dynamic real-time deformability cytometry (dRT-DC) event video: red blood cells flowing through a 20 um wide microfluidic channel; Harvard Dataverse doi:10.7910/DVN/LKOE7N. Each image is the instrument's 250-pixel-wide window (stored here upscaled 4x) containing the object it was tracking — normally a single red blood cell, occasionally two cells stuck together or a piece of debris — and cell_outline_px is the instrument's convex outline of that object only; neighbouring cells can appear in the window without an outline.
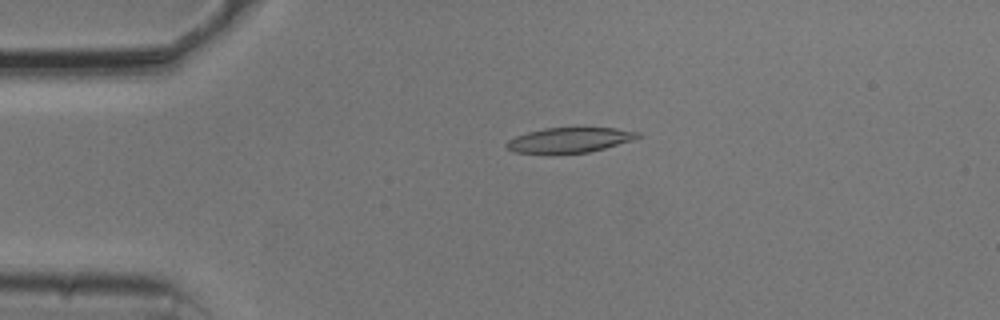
{"species": "common noctule bat (a hibernating species)", "species_latin": "Nyctalus noctula", "temperature_condition": "cold", "stored_images_in_passage": 53, "camera_frame_rate_fps": 3000, "um_per_image_px": 0.085, "animal": {"sex": "male", "body_mass_g": 20.5, "forearm_length_mm": 52.5}, "frame": {"image": 1, "passage_image": 11, "time_ms": 3.333, "image_size_px": [1000, 320], "cell_outline_px": [[640, 136], [632, 140], [604, 148], [588, 152], [548, 156], [512, 152], [504, 144], [508, 140], [516, 136], [528, 132], [544, 128], [616, 128], [640, 132]], "centroid_in_image_um": [48.32, 11.94], "position_along_channel_um": 36.7, "area_um2": 19.71}}
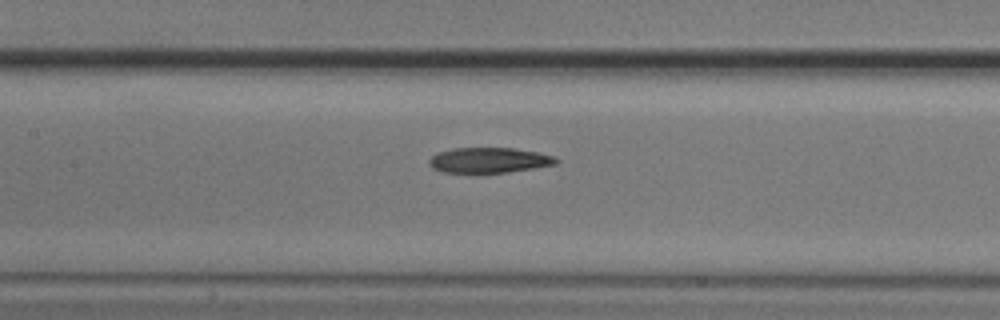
{"frame": {"image": 2, "passage_image": 24, "time_ms": 7.667, "image_size_px": [1000, 320], "cell_outline_px": [[560, 160], [556, 164], [508, 172], [444, 172], [432, 168], [428, 164], [428, 160], [436, 152], [452, 148], [512, 148], [536, 152], [556, 156]], "centroid_in_image_um": [41.55, 13.6], "position_along_channel_um": 165.8, "area_um2": 18.67}}
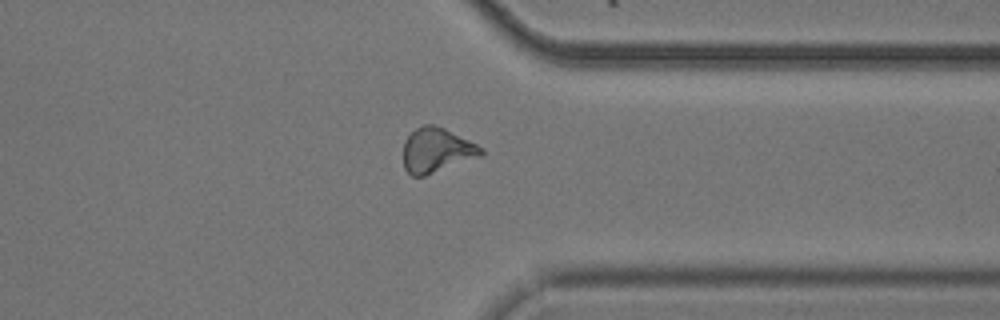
{"frame": {"image": 3, "passage_image": 41, "time_ms": 13.333, "image_size_px": [1000, 320], "cell_outline_px": [[484, 156], [424, 176], [412, 176], [404, 168], [404, 140], [416, 128], [424, 124], [432, 124], [444, 128], [484, 148]], "centroid_in_image_um": [37.14, 12.78], "position_along_channel_um": 374.3, "area_um2": 20.29}, "authors_computed_cell_mechanics": {"area_um2": 19.941, "velocity_mm_per_s": 3.7425, "shape_relaxation_time_tau1_ms": null, "shape_relaxation_time_tau2_ms": 10.5237, "deformation_change_tau1": null, "deformation_change_tau2": 0.224}}